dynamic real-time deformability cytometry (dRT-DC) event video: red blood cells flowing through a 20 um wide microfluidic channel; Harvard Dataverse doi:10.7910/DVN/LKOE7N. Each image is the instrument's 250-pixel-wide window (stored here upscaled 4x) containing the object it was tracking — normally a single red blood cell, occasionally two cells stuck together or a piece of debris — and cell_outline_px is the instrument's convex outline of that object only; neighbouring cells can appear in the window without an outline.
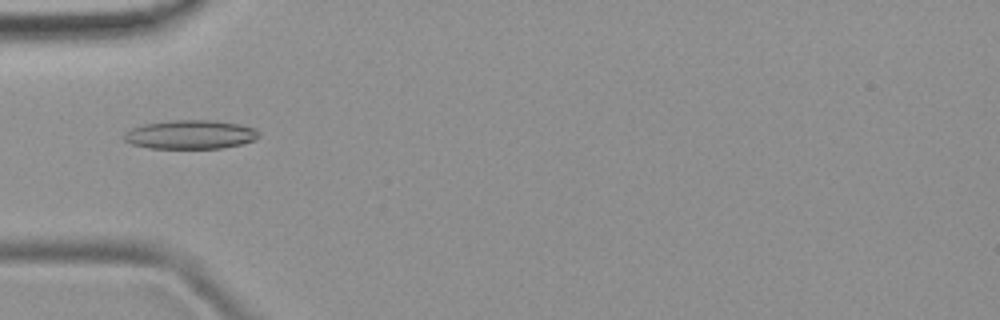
{"species": "common noctule bat (a hibernating species)", "species_latin": "Nyctalus noctula", "temperature_condition": "room temperature", "stored_images_in_passage": 38, "camera_frame_rate_fps": 3000, "um_per_image_px": 0.085, "animal": {"sex": "female", "body_mass_g": 19.9}, "frame": {"image": 1, "passage_image": 5, "time_ms": 1.333, "image_size_px": [1000, 320], "cell_outline_px": [[260, 136], [256, 140], [240, 144], [220, 148], [148, 148], [132, 144], [124, 140], [120, 136], [124, 132], [132, 128], [144, 124], [172, 120], [216, 120], [256, 128], [260, 132]], "centroid_in_image_um": [16.17, 11.43], "position_along_channel_um": 68.8, "area_um2": 22.83}}
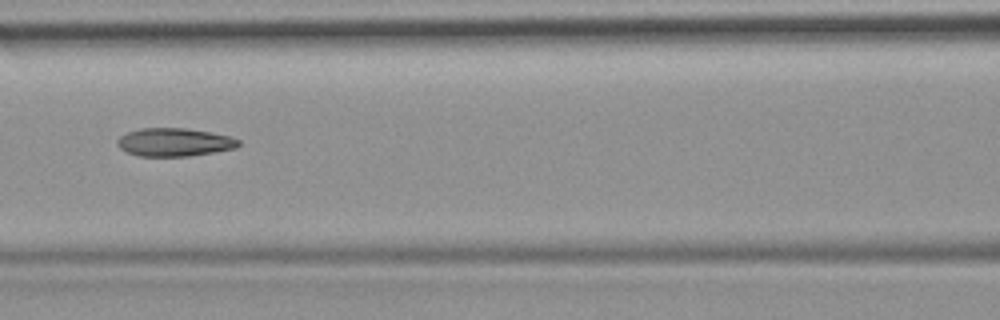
{"frame": {"image": 2, "passage_image": 11, "time_ms": 3.333, "image_size_px": [1000, 320], "cell_outline_px": [[240, 144], [236, 148], [188, 156], [136, 156], [120, 148], [116, 144], [116, 140], [120, 136], [128, 132], [140, 128], [184, 128], [208, 132], [228, 136], [240, 140]], "centroid_in_image_um": [14.78, 12.09], "position_along_channel_um": 151.8, "area_um2": 19.77}}
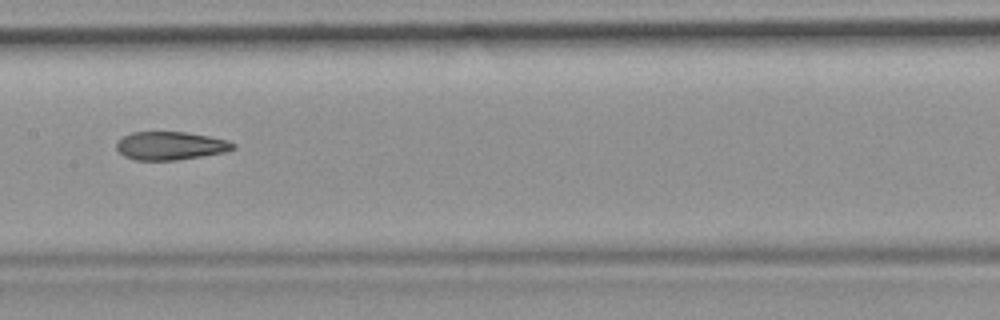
{"frame": {"image": 3, "passage_image": 14, "time_ms": 4.333, "image_size_px": [1000, 320], "cell_outline_px": [[236, 148], [224, 152], [176, 160], [136, 160], [124, 156], [116, 148], [116, 140], [132, 132], [184, 132], [208, 136], [228, 140], [236, 144]], "centroid_in_image_um": [14.47, 12.38], "position_along_channel_um": 192.9, "area_um2": 19.13}}